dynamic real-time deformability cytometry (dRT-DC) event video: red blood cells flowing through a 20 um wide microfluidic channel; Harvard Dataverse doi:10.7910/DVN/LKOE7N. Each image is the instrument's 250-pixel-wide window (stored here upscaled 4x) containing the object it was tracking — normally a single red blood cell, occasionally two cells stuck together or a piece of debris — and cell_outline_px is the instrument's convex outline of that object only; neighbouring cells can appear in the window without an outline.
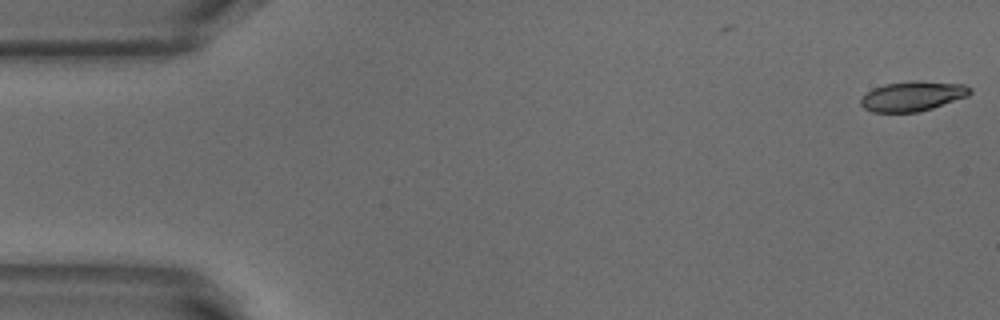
{"species": "common noctule bat (a hibernating species)", "species_latin": "Nyctalus noctula", "temperature_condition": "warm", "stored_images_in_passage": 2, "camera_frame_rate_fps": 3000, "um_per_image_px": 0.085, "animal": {"sex": "male", "body_mass_g": 18.8}, "frame": {"image": 1, "passage_image": 2, "time_ms": 0.333, "image_size_px": [1000, 320], "cell_outline_px": [[972, 92], [968, 96], [932, 108], [916, 112], [872, 112], [864, 108], [860, 104], [860, 100], [872, 88], [884, 84], [912, 80], [916, 80], [964, 84], [972, 88]], "centroid_in_image_um": [77.58, 8.16], "position_along_channel_um": 7.4, "area_um2": 19.07}}